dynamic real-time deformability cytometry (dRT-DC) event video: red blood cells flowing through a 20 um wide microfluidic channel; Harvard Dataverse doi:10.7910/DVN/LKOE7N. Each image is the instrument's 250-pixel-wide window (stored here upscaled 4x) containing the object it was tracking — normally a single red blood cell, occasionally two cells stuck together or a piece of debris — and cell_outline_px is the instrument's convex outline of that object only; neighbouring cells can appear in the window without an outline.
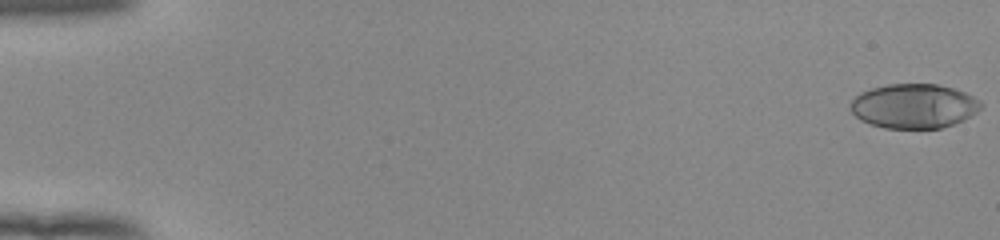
{"species": "human", "species_latin": "Homo sapiens", "temperature_condition": "room temperature", "stored_images_in_passage": 53, "camera_frame_rate_fps": 3000, "um_per_image_px": 0.085, "donor": {"sex": "female"}, "frame": {"image": 1, "passage_image": 1, "time_ms": 0.0, "image_size_px": [1000, 240], "cell_outline_px": [[984, 104], [976, 112], [964, 120], [940, 128], [884, 128], [860, 120], [852, 112], [848, 104], [860, 92], [872, 88], [888, 84], [936, 84], [952, 88], [964, 92], [980, 100]], "centroid_in_image_um": [77.67, 9.01], "position_along_channel_um": 7.3, "area_um2": 33.76}}
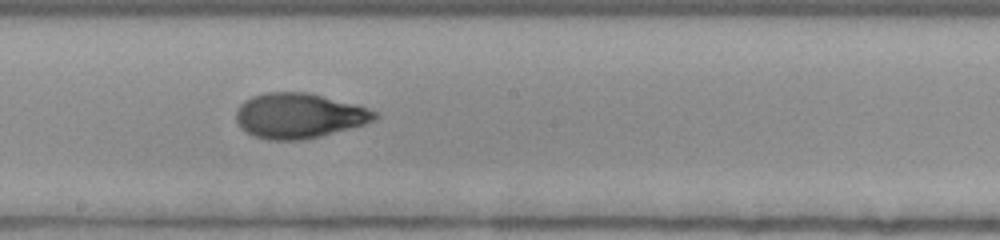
{"frame": {"image": 2, "passage_image": 31, "time_ms": 10.0, "image_size_px": [1000, 240], "cell_outline_px": [[380, 116], [376, 120], [364, 124], [320, 136], [304, 140], [268, 140], [252, 136], [240, 128], [236, 120], [236, 108], [244, 100], [252, 96], [264, 92], [308, 92], [352, 104], [380, 112]], "centroid_in_image_um": [25.37, 9.84], "position_along_channel_um": 222.8, "area_um2": 36.59}}
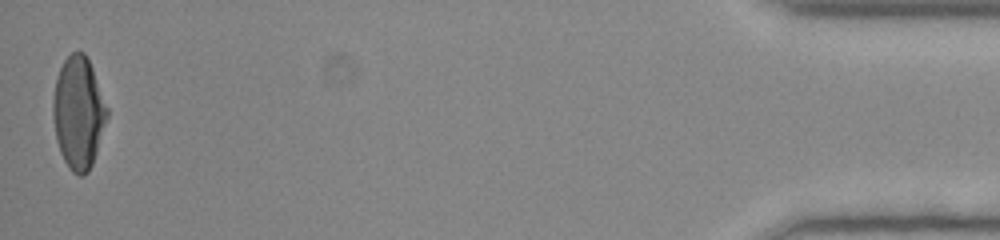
{"frame": {"image": 3, "passage_image": 53, "time_ms": 17.333, "image_size_px": [1000, 240], "cell_outline_px": [[108, 116], [92, 164], [88, 172], [84, 176], [80, 176], [72, 172], [68, 168], [60, 152], [56, 140], [52, 112], [52, 100], [56, 80], [60, 68], [64, 60], [72, 52], [84, 52], [92, 68], [108, 108]], "centroid_in_image_um": [6.66, 9.61], "position_along_channel_um": 428.5, "area_um2": 35.26}, "authors_computed_cell_mechanics": {"area_um2": 35.1424, "velocity_mm_per_s": 3.964, "shape_relaxation_time_tau1_ms": 6.411, "shape_relaxation_time_tau2_ms": 1.1999, "deformation_change_tau1": 0.2591, "deformation_change_tau2": 0.0652}}